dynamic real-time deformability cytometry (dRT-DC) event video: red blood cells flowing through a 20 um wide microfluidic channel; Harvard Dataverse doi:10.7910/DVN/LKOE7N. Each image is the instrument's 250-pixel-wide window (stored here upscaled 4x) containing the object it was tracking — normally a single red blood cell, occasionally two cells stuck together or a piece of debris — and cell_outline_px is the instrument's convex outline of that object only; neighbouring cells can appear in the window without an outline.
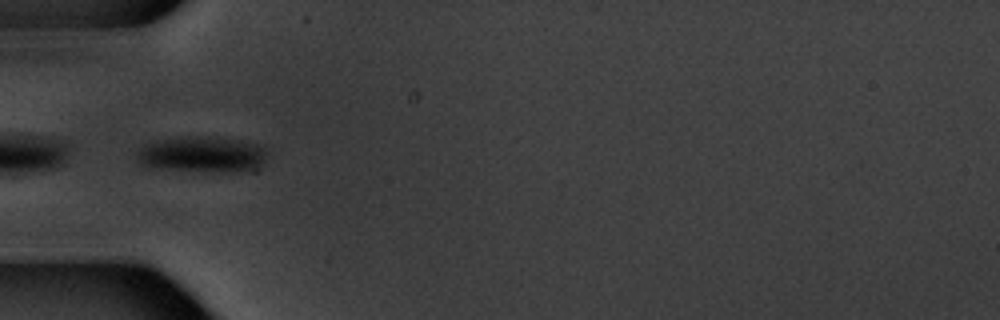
{"species": "common noctule bat (a hibernating species)", "species_latin": "Nyctalus noctula", "temperature_condition": "warm", "stored_images_in_passage": 8, "camera_frame_rate_fps": 3000, "um_per_image_px": 0.085, "animal": {"sex": "male", "body_mass_g": 20.1, "forearm_length_mm": 53.5}, "frame": {"image": 1, "passage_image": 3, "time_ms": 2.333, "image_size_px": [1000, 320], "cell_outline_px": [[264, 164], [260, 168], [232, 172], [224, 172], [176, 168], [144, 164], [136, 156], [136, 152], [140, 148], [152, 140], [176, 136], [200, 136], [236, 140], [256, 144], [264, 148]], "centroid_in_image_um": [17.2, 13.09], "position_along_channel_um": 67.8, "area_um2": 26.53}}